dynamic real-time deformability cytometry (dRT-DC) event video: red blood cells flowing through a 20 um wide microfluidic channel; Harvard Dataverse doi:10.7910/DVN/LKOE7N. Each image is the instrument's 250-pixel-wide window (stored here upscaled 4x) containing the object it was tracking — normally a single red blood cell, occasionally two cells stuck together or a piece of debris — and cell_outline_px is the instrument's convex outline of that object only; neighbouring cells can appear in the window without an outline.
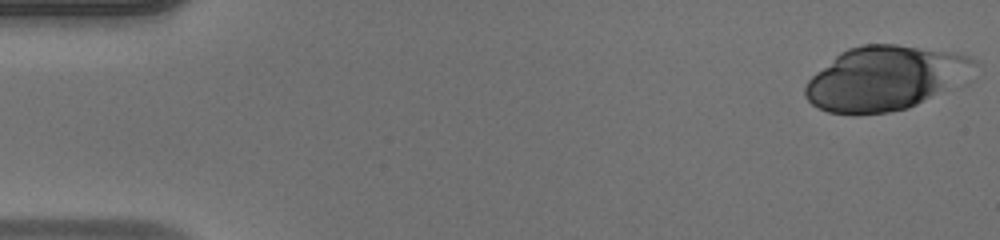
{"species": "human", "species_latin": "Homo sapiens", "temperature_condition": "warm", "stored_images_in_passage": 48, "camera_frame_rate_fps": 3000, "um_per_image_px": 0.085, "donor": {"sex": "male"}, "frame": {"image": 1, "passage_image": 1, "time_ms": 0.0, "image_size_px": [1000, 240], "cell_outline_px": [[980, 60], [976, 64], [916, 104], [908, 108], [888, 112], [856, 116], [828, 112], [812, 104], [804, 96], [804, 88], [808, 80], [816, 72], [840, 52], [848, 48], [864, 44], [896, 44], [968, 56]], "centroid_in_image_um": [74.99, 6.66], "position_along_channel_um": 10.0, "area_um2": 60.92}}
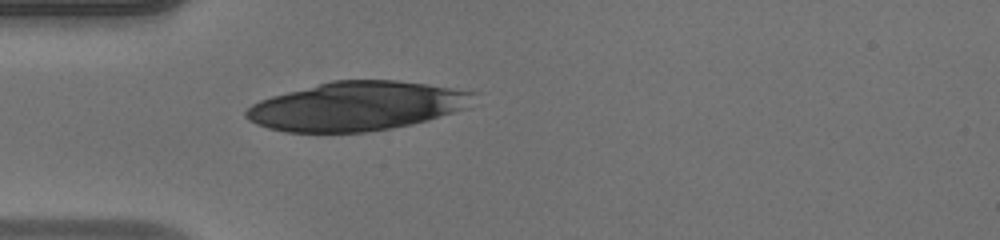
{"frame": {"image": 2, "passage_image": 14, "time_ms": 4.333, "image_size_px": [1000, 240], "cell_outline_px": [[476, 92], [468, 108], [428, 120], [412, 124], [364, 132], [284, 132], [268, 128], [256, 124], [248, 120], [244, 116], [244, 112], [252, 104], [260, 100], [272, 96], [332, 80], [396, 80], [428, 84]], "centroid_in_image_um": [30.32, 9.02], "position_along_channel_um": 54.7, "area_um2": 64.68}}